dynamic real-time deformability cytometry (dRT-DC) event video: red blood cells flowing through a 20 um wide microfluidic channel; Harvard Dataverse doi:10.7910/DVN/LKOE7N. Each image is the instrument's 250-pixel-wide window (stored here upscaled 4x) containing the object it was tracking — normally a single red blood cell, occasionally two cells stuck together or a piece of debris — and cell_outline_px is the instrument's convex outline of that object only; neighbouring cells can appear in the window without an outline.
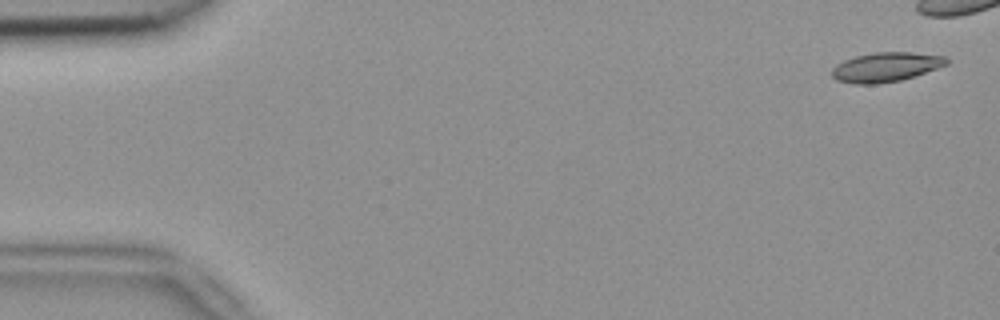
{"species": "common noctule bat (a hibernating species)", "species_latin": "Nyctalus noctula", "temperature_condition": "room temperature", "stored_images_in_passage": 41, "camera_frame_rate_fps": 3000, "um_per_image_px": 0.085, "animal": {"sex": "female", "body_mass_g": 18.4}, "frame": {"image": 1, "passage_image": 1, "time_ms": 0.0, "image_size_px": [1000, 320], "cell_outline_px": [[948, 64], [900, 80], [876, 84], [856, 84], [836, 80], [832, 76], [832, 68], [836, 64], [844, 60], [856, 56], [876, 52], [912, 52], [944, 56], [948, 60]], "centroid_in_image_um": [75.26, 5.69], "position_along_channel_um": 9.7, "area_um2": 19.42}}
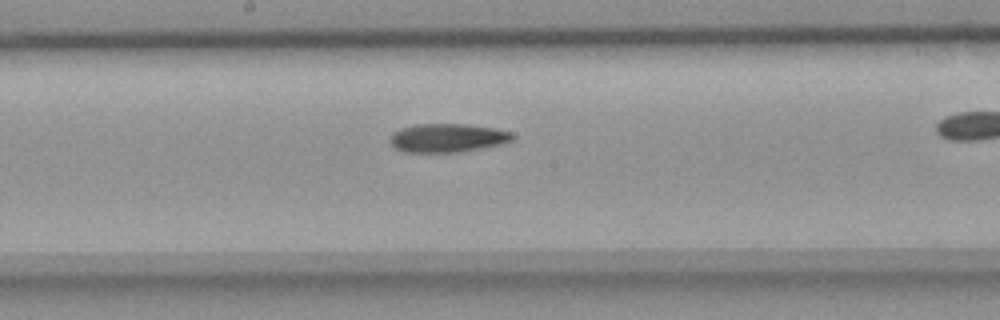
{"frame": {"image": 2, "passage_image": 27, "time_ms": 8.667, "image_size_px": [1000, 320], "cell_outline_px": [[512, 140], [504, 144], [456, 152], [404, 152], [396, 148], [388, 140], [392, 132], [400, 128], [416, 124], [464, 124], [492, 128], [512, 132]], "centroid_in_image_um": [37.99, 11.72], "position_along_channel_um": 210.2, "area_um2": 20.35}}
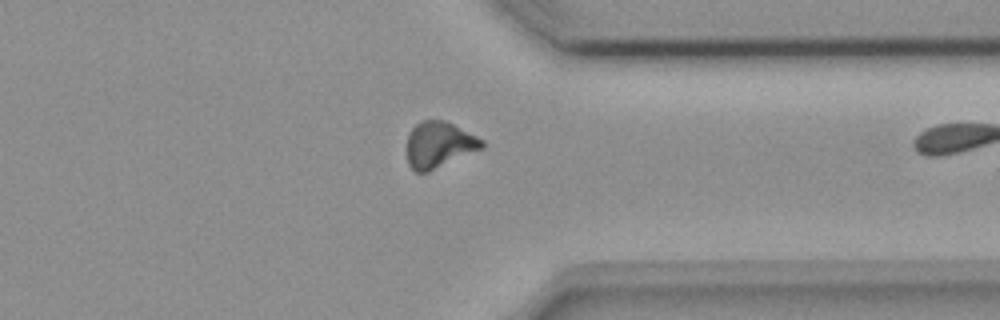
{"frame": {"image": 3, "passage_image": 40, "time_ms": 13.0, "image_size_px": [1000, 320], "cell_outline_px": [[484, 148], [428, 172], [416, 172], [408, 164], [408, 136], [412, 128], [420, 120], [444, 120], [484, 140]], "centroid_in_image_um": [37.33, 12.31], "position_along_channel_um": 374.1, "area_um2": 20.0}}